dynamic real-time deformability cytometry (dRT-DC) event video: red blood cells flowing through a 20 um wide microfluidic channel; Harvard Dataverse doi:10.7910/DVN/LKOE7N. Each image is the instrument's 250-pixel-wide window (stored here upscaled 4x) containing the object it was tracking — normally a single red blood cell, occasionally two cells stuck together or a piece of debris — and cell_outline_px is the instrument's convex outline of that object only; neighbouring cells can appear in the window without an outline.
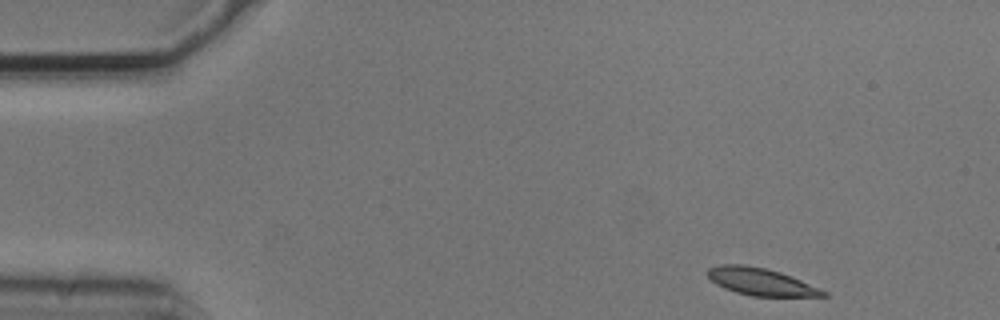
{"species": "common noctule bat (a hibernating species)", "species_latin": "Nyctalus noctula", "temperature_condition": "cold", "stored_images_in_passage": 29, "camera_frame_rate_fps": 3000, "um_per_image_px": 0.085, "animal": {"sex": "male", "body_mass_g": 20.5, "forearm_length_mm": 52.5}, "frame": {"image": 1, "passage_image": 1, "time_ms": 0.0, "image_size_px": [1000, 320], "cell_outline_px": [[828, 296], [752, 296], [736, 292], [724, 288], [716, 284], [708, 276], [708, 268], [720, 264], [744, 264], [764, 268], [780, 272], [820, 288], [828, 292]], "centroid_in_image_um": [64.66, 23.94], "position_along_channel_um": 20.3, "area_um2": 18.21}}
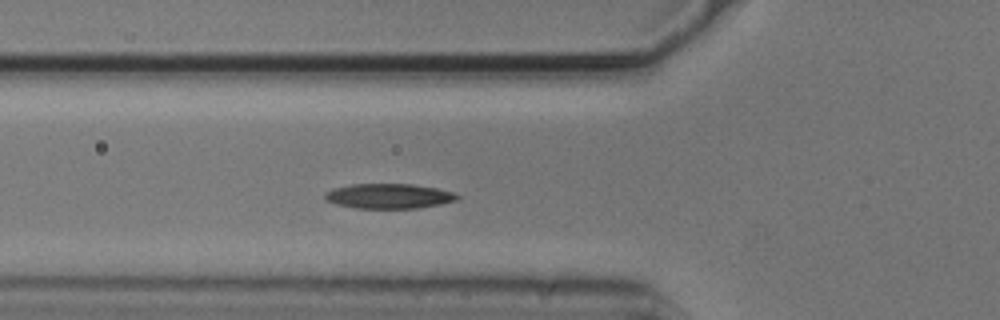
{"frame": {"image": 2, "passage_image": 14, "time_ms": 4.333, "image_size_px": [1000, 320], "cell_outline_px": [[460, 196], [456, 200], [440, 204], [416, 208], [356, 208], [336, 204], [324, 200], [324, 192], [332, 188], [352, 184], [412, 184], [436, 188], [452, 192]], "centroid_in_image_um": [32.99, 16.66], "position_along_channel_um": 92.8, "area_um2": 19.19}}
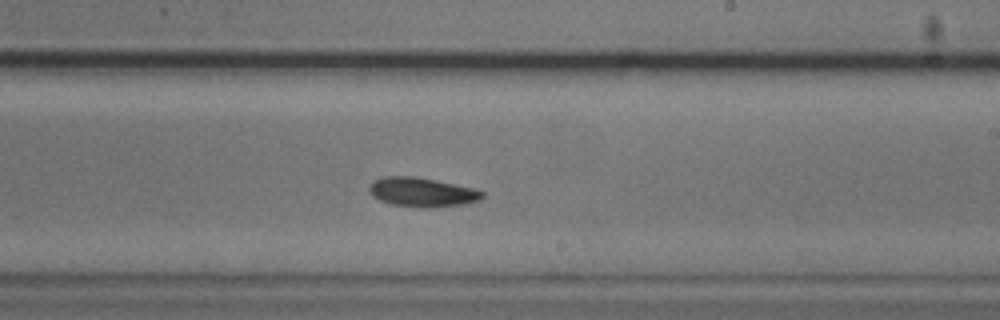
{"frame": {"image": 3, "passage_image": 27, "time_ms": 8.667, "image_size_px": [1000, 320], "cell_outline_px": [[484, 196], [480, 200], [464, 204], [428, 208], [424, 208], [392, 204], [380, 200], [372, 196], [368, 188], [372, 180], [384, 176], [416, 176], [472, 188], [484, 192]], "centroid_in_image_um": [35.84, 16.33], "position_along_channel_um": 253.2, "area_um2": 19.25}}